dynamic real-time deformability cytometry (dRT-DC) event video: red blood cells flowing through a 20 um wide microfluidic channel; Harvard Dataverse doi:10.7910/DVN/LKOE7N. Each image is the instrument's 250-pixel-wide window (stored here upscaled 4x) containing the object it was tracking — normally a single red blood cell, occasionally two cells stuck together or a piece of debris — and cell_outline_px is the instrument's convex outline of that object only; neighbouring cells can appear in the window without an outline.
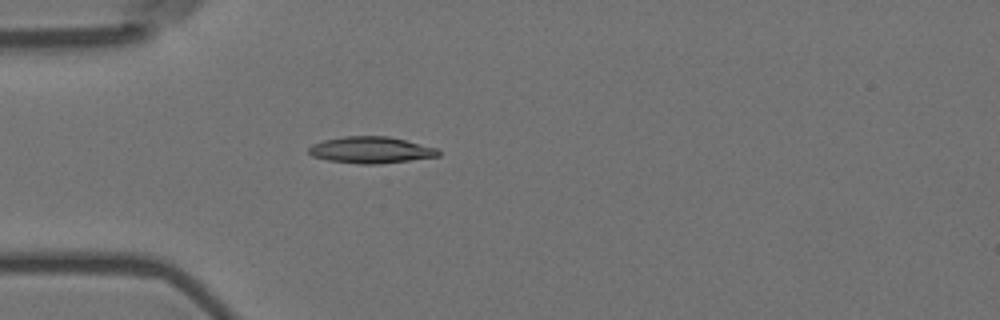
{"species": "Egyptian fruit bat (a non-hibernating species)", "species_latin": "Rousettus aegyptiacus", "temperature_condition": "room temperature", "stored_images_in_passage": 4, "camera_frame_rate_fps": 3000, "um_per_image_px": 0.085, "animal": {"sex": "female"}, "frame": {"image": 1, "passage_image": 4, "time_ms": 1.0, "image_size_px": [1000, 320], "cell_outline_px": [[440, 156], [376, 164], [360, 164], [328, 160], [312, 156], [308, 152], [308, 148], [312, 144], [324, 140], [344, 136], [388, 136], [436, 148], [440, 152]], "centroid_in_image_um": [31.49, 12.74], "position_along_channel_um": 53.5, "area_um2": 19.83}}